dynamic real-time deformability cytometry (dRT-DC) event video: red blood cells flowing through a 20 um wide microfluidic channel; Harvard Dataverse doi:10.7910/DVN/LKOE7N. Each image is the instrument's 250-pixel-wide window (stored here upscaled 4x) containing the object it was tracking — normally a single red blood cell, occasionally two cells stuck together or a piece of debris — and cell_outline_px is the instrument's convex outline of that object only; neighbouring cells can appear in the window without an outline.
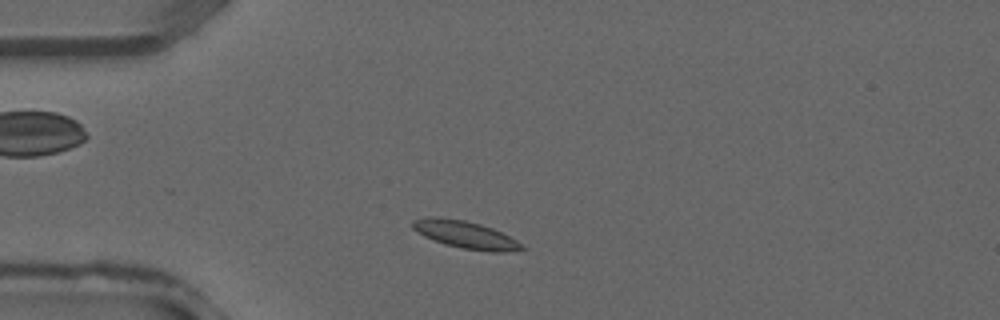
{"species": "common noctule bat (a hibernating species)", "species_latin": "Nyctalus noctula", "temperature_condition": "warm", "stored_images_in_passage": 32, "camera_frame_rate_fps": 3000, "um_per_image_px": 0.085, "animal": {"sex": "male", "forearm_length_mm": 52.5}, "frame": {"image": 1, "passage_image": 4, "time_ms": 1.0, "image_size_px": [1000, 320], "cell_outline_px": [[524, 248], [504, 252], [492, 252], [464, 248], [444, 244], [432, 240], [416, 232], [412, 228], [412, 220], [428, 216], [440, 216], [464, 220], [480, 224], [492, 228], [516, 240]], "centroid_in_image_um": [39.46, 19.92], "position_along_channel_um": 45.5, "area_um2": 17.34}}
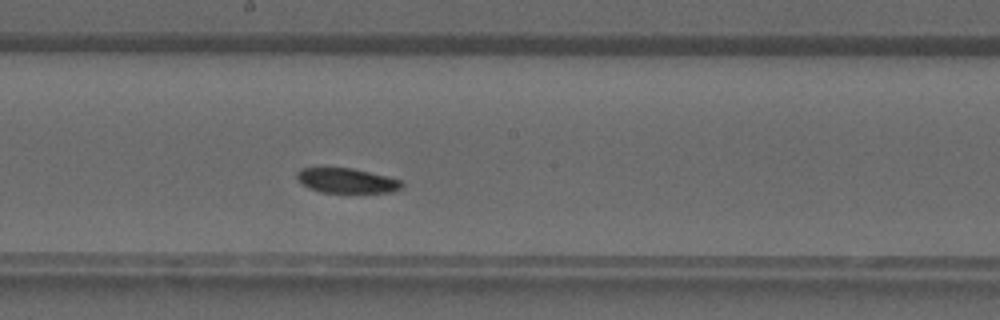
{"frame": {"image": 2, "passage_image": 15, "time_ms": 4.667, "image_size_px": [1000, 320], "cell_outline_px": [[404, 184], [400, 188], [392, 192], [320, 192], [308, 188], [296, 176], [296, 172], [300, 168], [352, 168], [388, 176], [404, 180]], "centroid_in_image_um": [29.51, 15.35], "position_along_channel_um": 218.7, "area_um2": 15.14}}
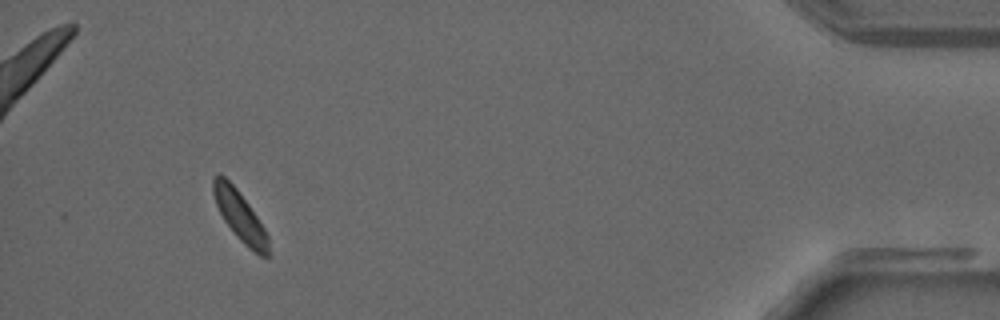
{"frame": {"image": 3, "passage_image": 30, "time_ms": 9.667, "image_size_px": [1000, 320], "cell_outline_px": [[268, 256], [260, 256], [248, 248], [236, 236], [224, 220], [216, 204], [212, 192], [212, 180], [220, 172], [236, 188], [248, 204], [264, 228], [268, 236]], "centroid_in_image_um": [20.37, 18.35], "position_along_channel_um": 414.8, "area_um2": 15.72}}